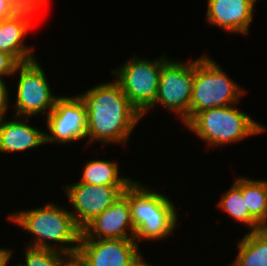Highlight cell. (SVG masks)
<instances>
[{
  "label": "cell",
  "instance_id": "8fae6325",
  "mask_svg": "<svg viewBox=\"0 0 267 266\" xmlns=\"http://www.w3.org/2000/svg\"><path fill=\"white\" fill-rule=\"evenodd\" d=\"M76 255L86 266H142L146 262L135 239L80 238Z\"/></svg>",
  "mask_w": 267,
  "mask_h": 266
},
{
  "label": "cell",
  "instance_id": "7a4b0ae2",
  "mask_svg": "<svg viewBox=\"0 0 267 266\" xmlns=\"http://www.w3.org/2000/svg\"><path fill=\"white\" fill-rule=\"evenodd\" d=\"M7 219L35 237L27 244L28 247L53 249L68 256L76 255L82 230L66 208L47 202L39 208L12 212Z\"/></svg>",
  "mask_w": 267,
  "mask_h": 266
},
{
  "label": "cell",
  "instance_id": "d6986e66",
  "mask_svg": "<svg viewBox=\"0 0 267 266\" xmlns=\"http://www.w3.org/2000/svg\"><path fill=\"white\" fill-rule=\"evenodd\" d=\"M242 196L249 214L267 228V179L255 180L242 177Z\"/></svg>",
  "mask_w": 267,
  "mask_h": 266
},
{
  "label": "cell",
  "instance_id": "5b68a950",
  "mask_svg": "<svg viewBox=\"0 0 267 266\" xmlns=\"http://www.w3.org/2000/svg\"><path fill=\"white\" fill-rule=\"evenodd\" d=\"M246 93L209 55L194 60L189 120L198 112L238 104Z\"/></svg>",
  "mask_w": 267,
  "mask_h": 266
},
{
  "label": "cell",
  "instance_id": "8992f818",
  "mask_svg": "<svg viewBox=\"0 0 267 266\" xmlns=\"http://www.w3.org/2000/svg\"><path fill=\"white\" fill-rule=\"evenodd\" d=\"M160 57L153 61L134 55L112 71L114 80L141 115L155 102L162 67L170 59L164 53Z\"/></svg>",
  "mask_w": 267,
  "mask_h": 266
},
{
  "label": "cell",
  "instance_id": "ac0fdd59",
  "mask_svg": "<svg viewBox=\"0 0 267 266\" xmlns=\"http://www.w3.org/2000/svg\"><path fill=\"white\" fill-rule=\"evenodd\" d=\"M116 161L92 159L84 165L81 179L78 182L93 185H130L131 177L120 175Z\"/></svg>",
  "mask_w": 267,
  "mask_h": 266
},
{
  "label": "cell",
  "instance_id": "7c38bea8",
  "mask_svg": "<svg viewBox=\"0 0 267 266\" xmlns=\"http://www.w3.org/2000/svg\"><path fill=\"white\" fill-rule=\"evenodd\" d=\"M80 238L134 239L135 228L129 205V186L103 213L96 216L81 232Z\"/></svg>",
  "mask_w": 267,
  "mask_h": 266
},
{
  "label": "cell",
  "instance_id": "9a60e30c",
  "mask_svg": "<svg viewBox=\"0 0 267 266\" xmlns=\"http://www.w3.org/2000/svg\"><path fill=\"white\" fill-rule=\"evenodd\" d=\"M0 119V152L16 153L35 149L45 144V133L40 128L27 124V117ZM7 120V121H6Z\"/></svg>",
  "mask_w": 267,
  "mask_h": 266
},
{
  "label": "cell",
  "instance_id": "e0dca14e",
  "mask_svg": "<svg viewBox=\"0 0 267 266\" xmlns=\"http://www.w3.org/2000/svg\"><path fill=\"white\" fill-rule=\"evenodd\" d=\"M217 207L230 215L232 219L245 225L249 231H257L263 227L249 214L245 199L242 196V177L236 178L231 187L225 191Z\"/></svg>",
  "mask_w": 267,
  "mask_h": 266
},
{
  "label": "cell",
  "instance_id": "cb8c5ba5",
  "mask_svg": "<svg viewBox=\"0 0 267 266\" xmlns=\"http://www.w3.org/2000/svg\"><path fill=\"white\" fill-rule=\"evenodd\" d=\"M18 10L7 0H0V21L17 13Z\"/></svg>",
  "mask_w": 267,
  "mask_h": 266
},
{
  "label": "cell",
  "instance_id": "5bb4252c",
  "mask_svg": "<svg viewBox=\"0 0 267 266\" xmlns=\"http://www.w3.org/2000/svg\"><path fill=\"white\" fill-rule=\"evenodd\" d=\"M37 11L39 10L18 11L0 21V52L11 55L19 64L36 59L33 46H27L24 39Z\"/></svg>",
  "mask_w": 267,
  "mask_h": 266
},
{
  "label": "cell",
  "instance_id": "4316f807",
  "mask_svg": "<svg viewBox=\"0 0 267 266\" xmlns=\"http://www.w3.org/2000/svg\"><path fill=\"white\" fill-rule=\"evenodd\" d=\"M142 266H152V265L148 262H145Z\"/></svg>",
  "mask_w": 267,
  "mask_h": 266
},
{
  "label": "cell",
  "instance_id": "277c9868",
  "mask_svg": "<svg viewBox=\"0 0 267 266\" xmlns=\"http://www.w3.org/2000/svg\"><path fill=\"white\" fill-rule=\"evenodd\" d=\"M236 105L200 111L184 126L205 141L208 148L234 144L266 130L263 124Z\"/></svg>",
  "mask_w": 267,
  "mask_h": 266
},
{
  "label": "cell",
  "instance_id": "ffe728a7",
  "mask_svg": "<svg viewBox=\"0 0 267 266\" xmlns=\"http://www.w3.org/2000/svg\"><path fill=\"white\" fill-rule=\"evenodd\" d=\"M24 263L21 266H65L68 255L44 248H34L26 246Z\"/></svg>",
  "mask_w": 267,
  "mask_h": 266
},
{
  "label": "cell",
  "instance_id": "603a6c76",
  "mask_svg": "<svg viewBox=\"0 0 267 266\" xmlns=\"http://www.w3.org/2000/svg\"><path fill=\"white\" fill-rule=\"evenodd\" d=\"M6 84H0V119L7 115L9 108V91Z\"/></svg>",
  "mask_w": 267,
  "mask_h": 266
},
{
  "label": "cell",
  "instance_id": "30bf717a",
  "mask_svg": "<svg viewBox=\"0 0 267 266\" xmlns=\"http://www.w3.org/2000/svg\"><path fill=\"white\" fill-rule=\"evenodd\" d=\"M129 185H93L82 182L67 185L65 194L73 210L70 213L82 230L96 216L103 213L125 191Z\"/></svg>",
  "mask_w": 267,
  "mask_h": 266
},
{
  "label": "cell",
  "instance_id": "3957f363",
  "mask_svg": "<svg viewBox=\"0 0 267 266\" xmlns=\"http://www.w3.org/2000/svg\"><path fill=\"white\" fill-rule=\"evenodd\" d=\"M174 202L162 193L145 187L139 181L129 185V205L135 241H158L173 236L178 223Z\"/></svg>",
  "mask_w": 267,
  "mask_h": 266
},
{
  "label": "cell",
  "instance_id": "2e32d148",
  "mask_svg": "<svg viewBox=\"0 0 267 266\" xmlns=\"http://www.w3.org/2000/svg\"><path fill=\"white\" fill-rule=\"evenodd\" d=\"M234 266H267V228L248 231L237 243Z\"/></svg>",
  "mask_w": 267,
  "mask_h": 266
},
{
  "label": "cell",
  "instance_id": "6da1fadb",
  "mask_svg": "<svg viewBox=\"0 0 267 266\" xmlns=\"http://www.w3.org/2000/svg\"><path fill=\"white\" fill-rule=\"evenodd\" d=\"M79 95L87 108V144L126 145L143 117L119 84L115 80L101 83Z\"/></svg>",
  "mask_w": 267,
  "mask_h": 266
},
{
  "label": "cell",
  "instance_id": "9c48e42d",
  "mask_svg": "<svg viewBox=\"0 0 267 266\" xmlns=\"http://www.w3.org/2000/svg\"><path fill=\"white\" fill-rule=\"evenodd\" d=\"M46 122L45 144H67L87 138V108L80 95L58 96Z\"/></svg>",
  "mask_w": 267,
  "mask_h": 266
},
{
  "label": "cell",
  "instance_id": "4fadbf2b",
  "mask_svg": "<svg viewBox=\"0 0 267 266\" xmlns=\"http://www.w3.org/2000/svg\"><path fill=\"white\" fill-rule=\"evenodd\" d=\"M257 0H208L206 21L228 33L248 35Z\"/></svg>",
  "mask_w": 267,
  "mask_h": 266
},
{
  "label": "cell",
  "instance_id": "52a82bcc",
  "mask_svg": "<svg viewBox=\"0 0 267 266\" xmlns=\"http://www.w3.org/2000/svg\"><path fill=\"white\" fill-rule=\"evenodd\" d=\"M193 79L194 61L183 63L170 58L162 67L155 102L142 117L147 115L151 107L160 104L168 112L179 116L185 125L189 121Z\"/></svg>",
  "mask_w": 267,
  "mask_h": 266
},
{
  "label": "cell",
  "instance_id": "d4e9b609",
  "mask_svg": "<svg viewBox=\"0 0 267 266\" xmlns=\"http://www.w3.org/2000/svg\"><path fill=\"white\" fill-rule=\"evenodd\" d=\"M13 251L5 247H0V266H9V261L11 259V255Z\"/></svg>",
  "mask_w": 267,
  "mask_h": 266
},
{
  "label": "cell",
  "instance_id": "484cf974",
  "mask_svg": "<svg viewBox=\"0 0 267 266\" xmlns=\"http://www.w3.org/2000/svg\"><path fill=\"white\" fill-rule=\"evenodd\" d=\"M65 266H86L81 259L77 256H69L66 260Z\"/></svg>",
  "mask_w": 267,
  "mask_h": 266
},
{
  "label": "cell",
  "instance_id": "ba28073f",
  "mask_svg": "<svg viewBox=\"0 0 267 266\" xmlns=\"http://www.w3.org/2000/svg\"><path fill=\"white\" fill-rule=\"evenodd\" d=\"M41 66L35 59L20 63L16 67L14 75L19 73V77L13 116L29 119L41 113L47 116L54 108L58 97L52 92L45 70Z\"/></svg>",
  "mask_w": 267,
  "mask_h": 266
},
{
  "label": "cell",
  "instance_id": "7402d4cb",
  "mask_svg": "<svg viewBox=\"0 0 267 266\" xmlns=\"http://www.w3.org/2000/svg\"><path fill=\"white\" fill-rule=\"evenodd\" d=\"M18 11L23 10H40L45 5L46 0H7Z\"/></svg>",
  "mask_w": 267,
  "mask_h": 266
},
{
  "label": "cell",
  "instance_id": "44dd1931",
  "mask_svg": "<svg viewBox=\"0 0 267 266\" xmlns=\"http://www.w3.org/2000/svg\"><path fill=\"white\" fill-rule=\"evenodd\" d=\"M18 65L19 63L11 55L0 52V84H6L3 77L14 75Z\"/></svg>",
  "mask_w": 267,
  "mask_h": 266
}]
</instances>
